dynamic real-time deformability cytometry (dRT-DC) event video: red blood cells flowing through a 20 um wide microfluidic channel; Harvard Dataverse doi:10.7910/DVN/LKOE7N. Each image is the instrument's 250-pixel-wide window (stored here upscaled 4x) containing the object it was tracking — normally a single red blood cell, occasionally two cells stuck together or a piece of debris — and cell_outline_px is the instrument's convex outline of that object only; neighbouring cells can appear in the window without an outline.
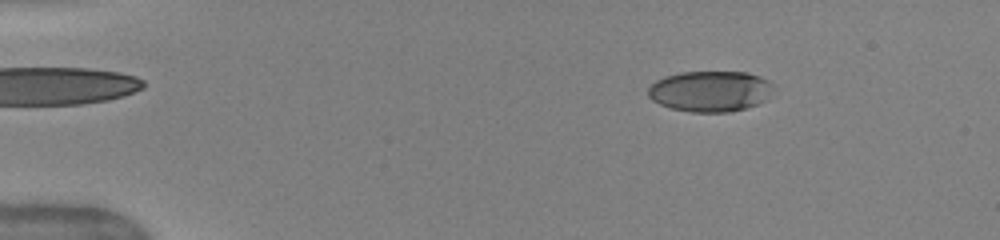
{"species": "human", "species_latin": "Homo sapiens", "temperature_condition": "warm", "stored_images_in_passage": 50, "camera_frame_rate_fps": 3000, "um_per_image_px": 0.085, "donor": {"sex": "female"}, "frame": {"image": 1, "passage_image": 7, "time_ms": 2.0, "image_size_px": [1000, 240], "cell_outline_px": [[772, 84], [768, 100], [748, 108], [728, 112], [692, 112], [672, 108], [660, 104], [652, 100], [648, 96], [648, 88], [656, 80], [664, 76], [680, 72], [748, 72], [760, 76], [768, 80]], "centroid_in_image_um": [60.38, 7.75], "position_along_channel_um": 24.6, "area_um2": 29.94}}
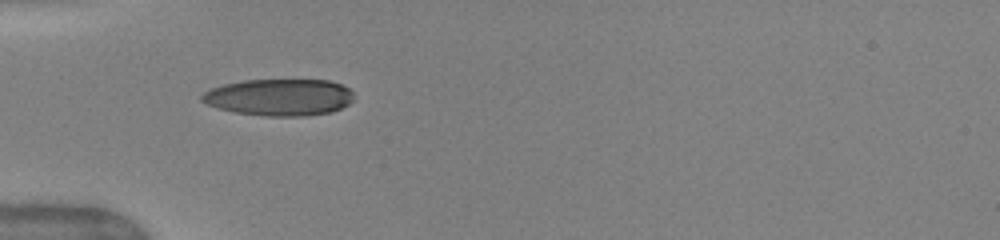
{"frame": {"image": 2, "passage_image": 16, "time_ms": 5.0, "image_size_px": [1000, 240], "cell_outline_px": [[352, 100], [348, 104], [332, 112], [304, 116], [268, 116], [236, 112], [216, 108], [200, 100], [200, 96], [204, 92], [212, 88], [224, 84], [244, 80], [328, 80], [340, 84], [348, 88], [352, 92]], "centroid_in_image_um": [23.73, 8.27], "position_along_channel_um": 61.3, "area_um2": 32.48}}
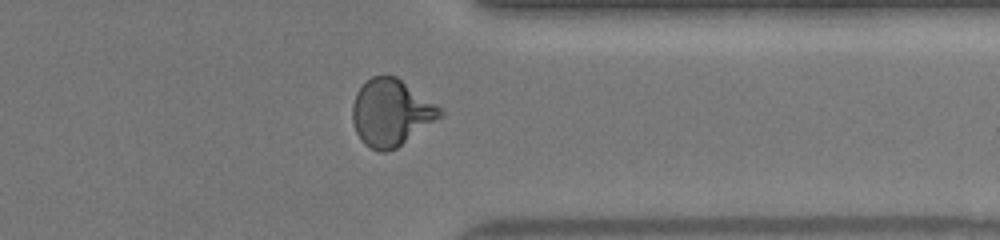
{"frame": {"image": 3, "passage_image": 40, "time_ms": 13.0, "image_size_px": [1000, 240], "cell_outline_px": [[444, 116], [396, 148], [384, 152], [380, 152], [364, 144], [360, 140], [356, 132], [352, 120], [352, 104], [356, 92], [372, 76], [396, 76], [440, 108], [444, 112]], "centroid_in_image_um": [33.22, 9.6], "position_along_channel_um": 378.2, "area_um2": 33.81}, "authors_computed_cell_mechanics": {"area_um2": 32.4258, "velocity_mm_per_s": 4.0457, "shape_relaxation_time_tau1_ms": 5.6062, "shape_relaxation_time_tau2_ms": 0.8605, "deformation_change_tau1": 0.22, "deformation_change_tau2": 0.0705}}